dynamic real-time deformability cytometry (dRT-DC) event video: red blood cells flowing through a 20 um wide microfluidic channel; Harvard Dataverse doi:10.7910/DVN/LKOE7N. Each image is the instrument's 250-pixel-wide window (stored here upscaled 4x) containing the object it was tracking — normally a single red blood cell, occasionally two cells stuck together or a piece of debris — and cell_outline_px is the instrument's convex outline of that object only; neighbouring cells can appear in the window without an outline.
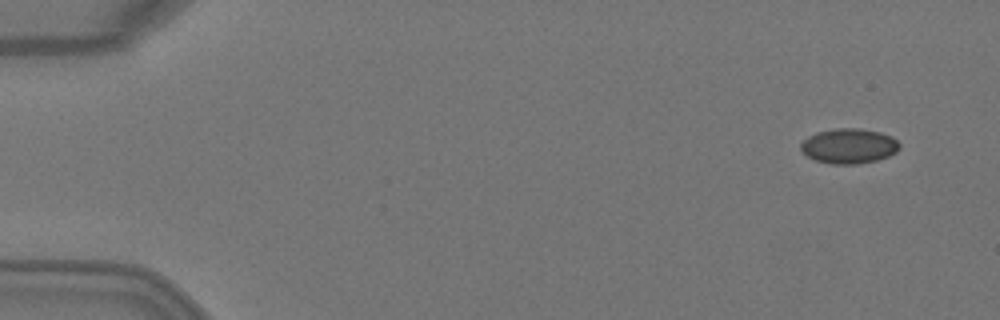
{"species": "Egyptian fruit bat (a non-hibernating species)", "species_latin": "Rousettus aegyptiacus", "temperature_condition": "warm", "stored_images_in_passage": 7, "camera_frame_rate_fps": 3000, "um_per_image_px": 0.085, "animal": {"sex": "female"}, "frame": {"image": 1, "passage_image": 1, "time_ms": 0.0, "image_size_px": [1000, 320], "cell_outline_px": [[900, 148], [896, 152], [888, 156], [876, 160], [856, 164], [832, 164], [816, 160], [800, 152], [800, 144], [808, 136], [816, 132], [836, 128], [860, 128], [880, 132], [892, 136], [900, 144]], "centroid_in_image_um": [72.15, 12.4], "position_along_channel_um": 12.9, "area_um2": 20.23}}
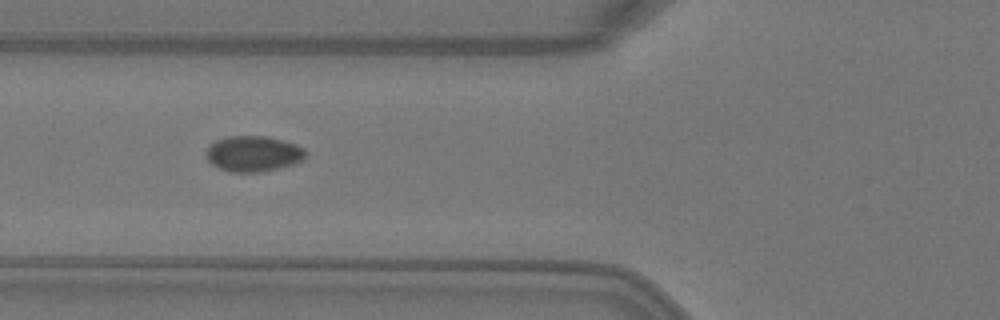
{"frame": {"image": 2, "passage_image": 5, "time_ms": 1.333, "image_size_px": [1000, 320], "cell_outline_px": [[304, 160], [280, 168], [260, 172], [228, 172], [212, 164], [208, 160], [208, 148], [216, 140], [228, 136], [264, 136], [296, 144], [304, 148]], "centroid_in_image_um": [21.54, 13.07], "position_along_channel_um": 104.3, "area_um2": 20.4}}
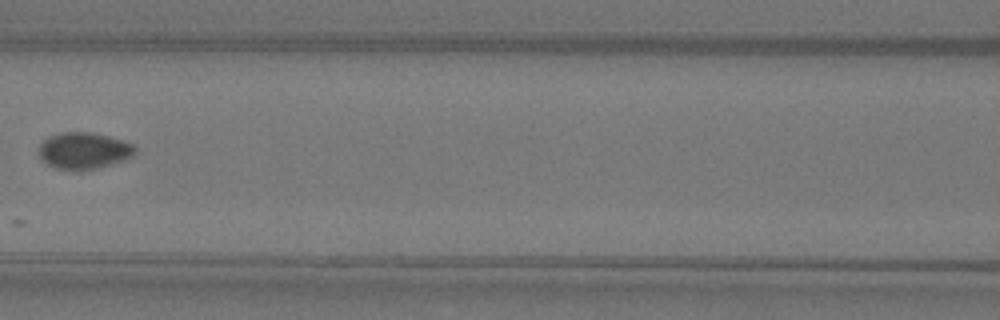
{"frame": {"image": 3, "passage_image": 6, "time_ms": 1.667, "image_size_px": [1000, 320], "cell_outline_px": [[136, 152], [132, 156], [124, 160], [112, 164], [80, 172], [56, 168], [40, 160], [40, 144], [48, 136], [60, 132], [92, 132], [124, 140], [132, 144], [136, 148]], "centroid_in_image_um": [7.12, 12.81], "position_along_channel_um": 159.5, "area_um2": 20.81}}